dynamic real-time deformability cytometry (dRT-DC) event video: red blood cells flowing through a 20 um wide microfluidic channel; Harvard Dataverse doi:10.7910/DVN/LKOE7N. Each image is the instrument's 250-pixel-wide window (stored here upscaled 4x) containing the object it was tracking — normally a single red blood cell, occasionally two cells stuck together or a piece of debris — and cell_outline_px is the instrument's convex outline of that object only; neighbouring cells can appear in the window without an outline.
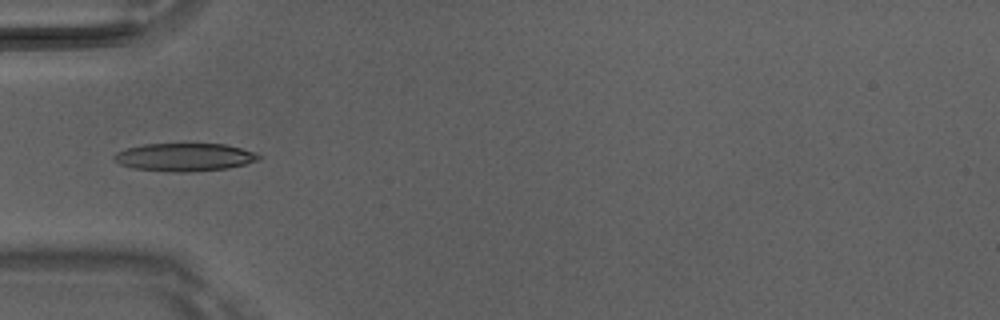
{"species": "Egyptian fruit bat (a non-hibernating species)", "species_latin": "Rousettus aegyptiacus", "temperature_condition": "room temperature", "stored_images_in_passage": 4, "camera_frame_rate_fps": 3000, "um_per_image_px": 0.085, "animal": {"sex": "male"}, "frame": {"image": 1, "passage_image": 4, "time_ms": 1.0, "image_size_px": [1000, 320], "cell_outline_px": [[264, 156], [256, 160], [244, 164], [228, 168], [188, 172], [168, 172], [132, 168], [120, 164], [112, 160], [112, 156], [116, 152], [124, 148], [144, 144], [224, 144], [240, 148]], "centroid_in_image_um": [15.6, 13.36], "position_along_channel_um": 69.4, "area_um2": 23.64}}